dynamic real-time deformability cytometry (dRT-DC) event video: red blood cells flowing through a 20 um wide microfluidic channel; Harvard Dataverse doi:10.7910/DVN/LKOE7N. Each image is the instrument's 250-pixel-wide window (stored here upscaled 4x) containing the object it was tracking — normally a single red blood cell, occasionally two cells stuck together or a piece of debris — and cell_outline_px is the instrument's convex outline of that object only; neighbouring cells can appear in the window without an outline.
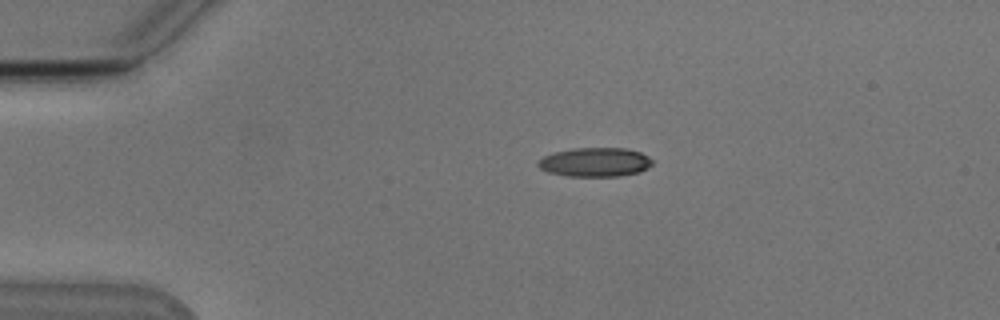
{"species": "Egyptian fruit bat (a non-hibernating species)", "species_latin": "Rousettus aegyptiacus", "temperature_condition": "cold", "stored_images_in_passage": 43, "camera_frame_rate_fps": 3000, "um_per_image_px": 0.085, "animal": {"sex": "male"}, "frame": {"image": 1, "passage_image": 1, "time_ms": 0.0, "image_size_px": [1000, 320], "cell_outline_px": [[652, 164], [648, 168], [640, 172], [620, 176], [568, 176], [548, 172], [540, 168], [536, 164], [536, 160], [544, 156], [556, 152], [572, 148], [624, 148], [640, 152], [648, 156], [652, 160]], "centroid_in_image_um": [50.57, 13.78], "position_along_channel_um": 34.4, "area_um2": 19.42}}
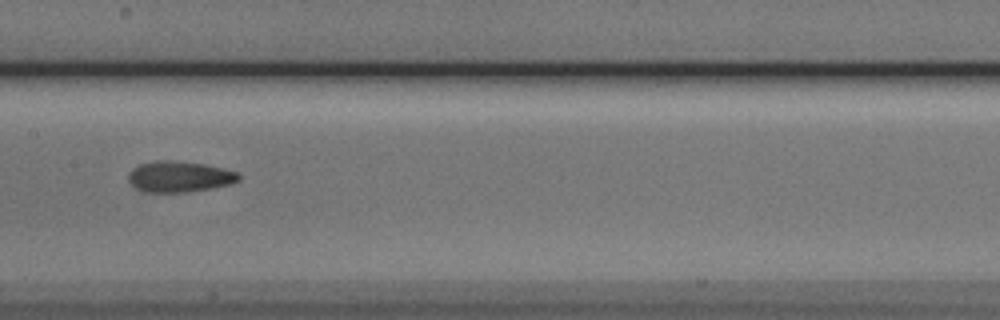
{"frame": {"image": 2, "passage_image": 17, "time_ms": 5.333, "image_size_px": [1000, 320], "cell_outline_px": [[240, 180], [232, 184], [212, 188], [184, 192], [144, 192], [136, 188], [128, 180], [128, 172], [132, 168], [140, 164], [156, 160], [172, 160], [204, 164], [224, 168], [236, 172], [240, 176]], "centroid_in_image_um": [15.24, 15.01], "position_along_channel_um": 192.2, "area_um2": 20.0}}
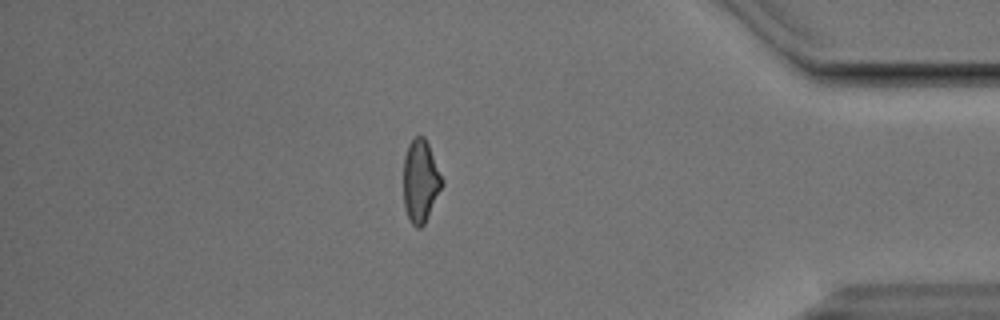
{"frame": {"image": 3, "passage_image": 36, "time_ms": 11.667, "image_size_px": [1000, 320], "cell_outline_px": [[444, 184], [424, 224], [420, 228], [416, 228], [412, 224], [404, 208], [404, 156], [408, 144], [416, 136], [424, 136], [428, 144], [444, 180]], "centroid_in_image_um": [35.75, 15.39], "position_along_channel_um": 399.5, "area_um2": 18.55}, "authors_computed_cell_mechanics": {"area_um2": 19.4208, "velocity_mm_per_s": 3.8268, "shape_relaxation_time_tau1_ms": null, "shape_relaxation_time_tau2_ms": 3.1188, "deformation_change_tau1": null, "deformation_change_tau2": 0.1021}}